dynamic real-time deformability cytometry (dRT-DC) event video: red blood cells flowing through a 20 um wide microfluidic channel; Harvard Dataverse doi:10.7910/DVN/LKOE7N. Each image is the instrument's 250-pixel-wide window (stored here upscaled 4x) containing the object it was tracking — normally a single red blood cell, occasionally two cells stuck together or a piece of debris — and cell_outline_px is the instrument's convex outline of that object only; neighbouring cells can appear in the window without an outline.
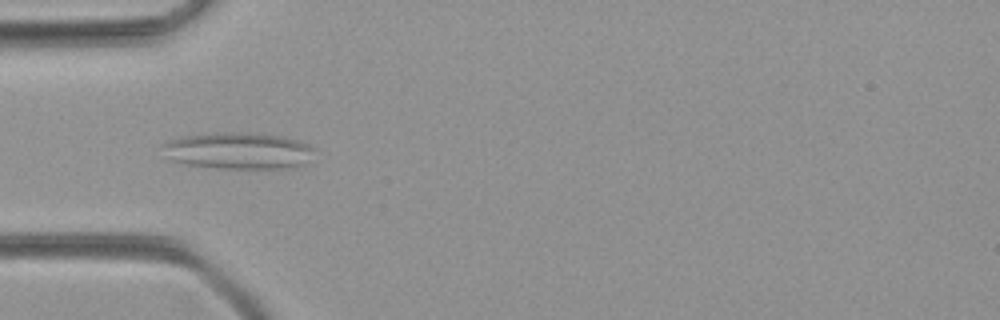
{"species": "common noctule bat (a hibernating species)", "species_latin": "Nyctalus noctula", "temperature_condition": "room temperature", "stored_images_in_passage": 6, "camera_frame_rate_fps": 3000, "um_per_image_px": 0.085, "animal": {"sex": "female", "body_mass_g": 21.9}, "frame": {"image": 1, "passage_image": 4, "time_ms": 1.0, "image_size_px": [1000, 320], "cell_outline_px": [[316, 148], [304, 164], [284, 168], [216, 168], [184, 164], [172, 160], [160, 144], [168, 140], [180, 136], [220, 132], [248, 132], [280, 136], [296, 140], [308, 144]], "centroid_in_image_um": [20.22, 12.8], "position_along_channel_um": 64.8, "area_um2": 32.37}}